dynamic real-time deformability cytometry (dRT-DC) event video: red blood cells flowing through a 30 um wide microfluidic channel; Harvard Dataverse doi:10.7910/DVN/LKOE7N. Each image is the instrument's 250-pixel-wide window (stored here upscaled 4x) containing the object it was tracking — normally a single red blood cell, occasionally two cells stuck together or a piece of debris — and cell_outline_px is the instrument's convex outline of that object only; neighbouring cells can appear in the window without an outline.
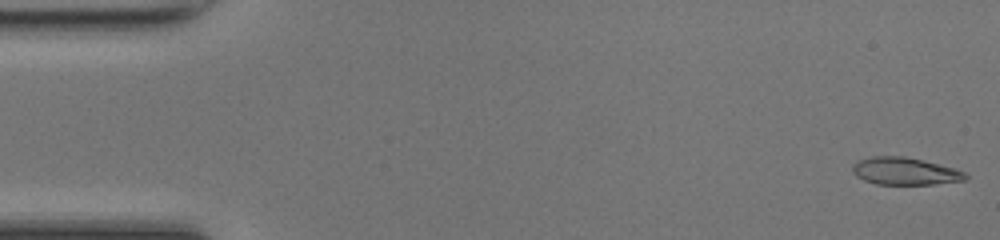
{"species": "common noctule bat (a hibernating species)", "species_latin": "Nyctalus noctula", "temperature_condition": "room temperature", "stored_images_in_passage": 48, "camera_frame_rate_fps": 3000, "um_per_image_px": 0.085, "animal": {"sex": "female", "body_mass_g": 17.0, "forearm_length_mm": 48.0}, "frame": {"image": 1, "passage_image": 1, "time_ms": 0.0, "image_size_px": [1000, 240], "cell_outline_px": [[968, 176], [964, 180], [932, 184], [876, 184], [864, 180], [856, 176], [852, 172], [852, 164], [860, 160], [872, 156], [904, 156], [924, 160], [956, 168], [964, 172]], "centroid_in_image_um": [76.91, 14.54], "position_along_channel_um": 8.1, "area_um2": 18.03}}
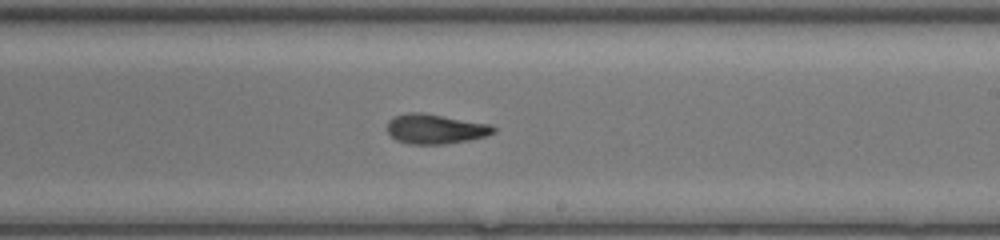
{"frame": {"image": 2, "passage_image": 28, "time_ms": 9.0, "image_size_px": [1000, 240], "cell_outline_px": [[496, 132], [488, 136], [468, 140], [444, 144], [408, 144], [396, 140], [388, 132], [388, 120], [392, 116], [408, 112], [420, 112], [492, 124], [496, 128]], "centroid_in_image_um": [37.02, 10.95], "position_along_channel_um": 252.0, "area_um2": 18.61}}
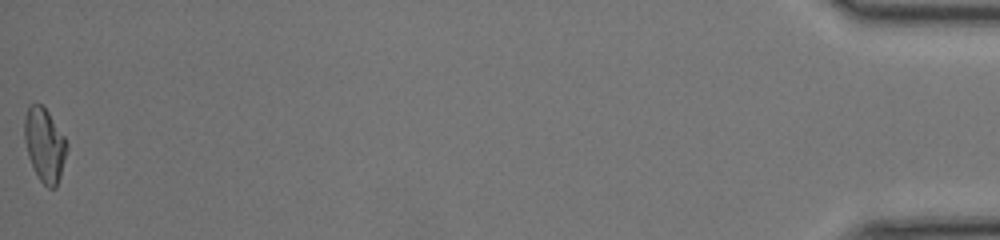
{"frame": {"image": 3, "passage_image": 48, "time_ms": 15.667, "image_size_px": [1000, 240], "cell_outline_px": [[68, 148], [60, 176], [56, 188], [48, 188], [40, 180], [28, 156], [24, 140], [24, 120], [28, 104], [40, 104], [48, 112], [64, 136], [68, 144]], "centroid_in_image_um": [3.79, 12.31], "position_along_channel_um": 431.4, "area_um2": 18.09}, "authors_computed_cell_mechanics": {"area_um2": 18.4093, "velocity_mm_per_s": 4.3072, "shape_relaxation_time_tau1_ms": 7.4374, "shape_relaxation_time_tau2_ms": 2.5773, "deformation_change_tau1": 0.2528, "deformation_change_tau2": 0.1108}}